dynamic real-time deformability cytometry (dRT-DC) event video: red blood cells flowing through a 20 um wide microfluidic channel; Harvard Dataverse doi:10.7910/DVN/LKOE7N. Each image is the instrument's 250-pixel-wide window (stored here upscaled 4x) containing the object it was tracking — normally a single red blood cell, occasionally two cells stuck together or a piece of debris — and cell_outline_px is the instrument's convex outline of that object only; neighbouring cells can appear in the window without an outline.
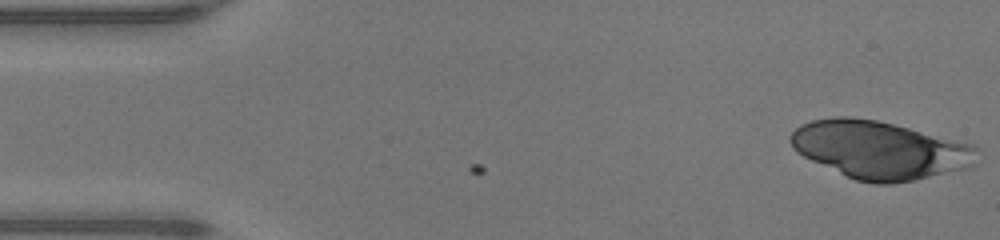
{"species": "human", "species_latin": "Homo sapiens", "temperature_condition": "warm", "stored_images_in_passage": 16, "camera_frame_rate_fps": 3000, "um_per_image_px": 0.085, "donor": {"sex": "male"}, "frame": {"image": 1, "passage_image": 1, "time_ms": 0.0, "image_size_px": [1000, 240], "cell_outline_px": [[980, 148], [976, 164], [964, 168], [912, 180], [892, 184], [876, 184], [856, 180], [812, 160], [796, 152], [792, 148], [788, 140], [788, 136], [800, 124], [812, 120], [836, 116], [848, 116], [876, 120], [972, 144]], "centroid_in_image_um": [74.75, 12.73], "position_along_channel_um": 10.2, "area_um2": 62.48}}